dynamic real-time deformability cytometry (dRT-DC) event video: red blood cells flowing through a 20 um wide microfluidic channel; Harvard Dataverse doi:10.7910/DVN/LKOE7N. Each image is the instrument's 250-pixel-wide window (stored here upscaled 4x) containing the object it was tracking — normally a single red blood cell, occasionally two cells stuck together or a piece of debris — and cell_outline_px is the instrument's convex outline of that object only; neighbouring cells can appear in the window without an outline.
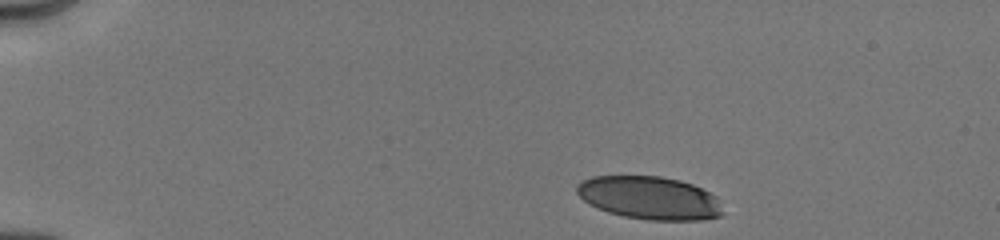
{"species": "human", "species_latin": "Homo sapiens", "temperature_condition": "cold", "stored_images_in_passage": 27, "camera_frame_rate_fps": 3000, "um_per_image_px": 0.085, "donor": {"sex": "male"}, "frame": {"image": 1, "passage_image": 1, "time_ms": 0.0, "image_size_px": [1000, 240], "cell_outline_px": [[720, 216], [704, 220], [648, 220], [624, 216], [608, 212], [584, 200], [576, 192], [576, 188], [580, 180], [592, 176], [660, 176], [680, 180], [692, 184], [716, 196], [720, 212]], "centroid_in_image_um": [55.18, 16.81], "position_along_channel_um": 29.8, "area_um2": 36.24}}
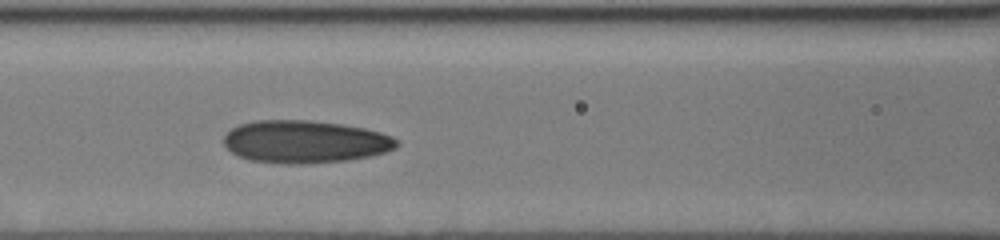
{"frame": {"image": 2, "passage_image": 19, "time_ms": 5.0, "image_size_px": [1000, 240], "cell_outline_px": [[400, 144], [396, 148], [372, 156], [348, 160], [308, 164], [284, 164], [248, 160], [232, 152], [224, 144], [224, 136], [232, 128], [240, 124], [256, 120], [308, 120], [340, 124], [364, 128], [380, 132], [392, 136]], "centroid_in_image_um": [25.93, 12.05], "position_along_channel_um": 140.7, "area_um2": 43.06}}
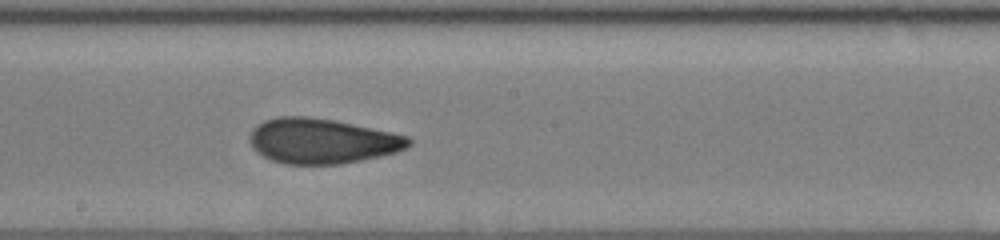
{"frame": {"image": 3, "passage_image": 27, "time_ms": 7.0, "image_size_px": [1000, 240], "cell_outline_px": [[412, 144], [408, 148], [396, 152], [380, 156], [340, 164], [284, 164], [272, 160], [256, 152], [252, 148], [248, 140], [248, 136], [252, 128], [256, 124], [264, 120], [276, 116], [308, 116], [336, 120], [392, 132], [408, 136], [412, 140]], "centroid_in_image_um": [27.34, 11.97], "position_along_channel_um": 220.9, "area_um2": 42.31}}